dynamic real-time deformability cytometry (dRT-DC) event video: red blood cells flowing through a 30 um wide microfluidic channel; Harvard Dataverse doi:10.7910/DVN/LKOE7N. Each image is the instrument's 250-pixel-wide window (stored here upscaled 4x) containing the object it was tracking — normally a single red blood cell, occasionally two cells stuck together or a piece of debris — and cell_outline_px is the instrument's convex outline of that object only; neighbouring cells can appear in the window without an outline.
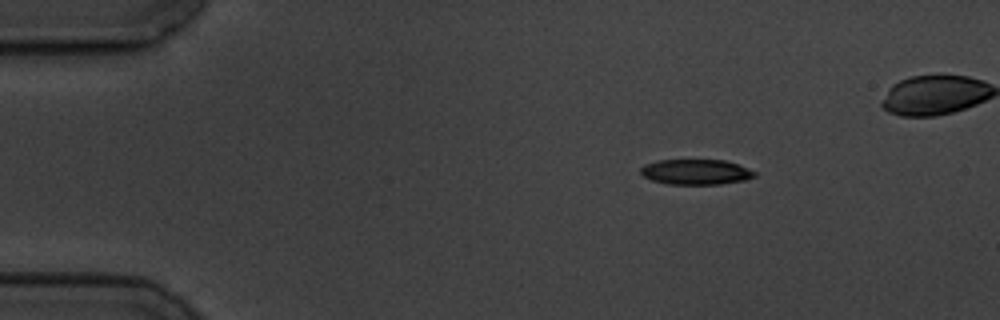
{"species": "common noctule bat (a hibernating species)", "species_latin": "Nyctalus noctula", "temperature_condition": "cold", "stored_images_in_passage": 5, "camera_frame_rate_fps": 3000, "um_per_image_px": 0.085, "animal": {"sex": "male", "body_mass_g": 19.5, "forearm_length_mm": 54.6}, "frame": {"image": 1, "passage_image": 1, "time_ms": 0.0, "image_size_px": [1000, 320], "cell_outline_px": [[756, 176], [744, 180], [720, 184], [668, 184], [652, 180], [644, 176], [640, 172], [640, 168], [644, 164], [660, 160], [724, 160], [740, 164], [756, 172]], "centroid_in_image_um": [59.17, 14.61], "position_along_channel_um": 25.8, "area_um2": 16.82}}
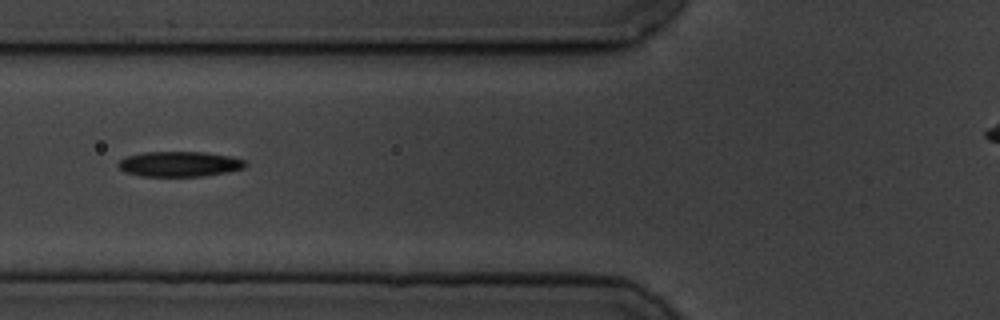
{"frame": {"image": 2, "passage_image": 5, "time_ms": 4.333, "image_size_px": [1000, 320], "cell_outline_px": [[248, 164], [244, 168], [228, 172], [200, 176], [140, 176], [124, 172], [116, 164], [124, 156], [144, 152], [204, 152], [232, 156], [244, 160]], "centroid_in_image_um": [15.24, 13.94], "position_along_channel_um": 110.6, "area_um2": 18.84}}